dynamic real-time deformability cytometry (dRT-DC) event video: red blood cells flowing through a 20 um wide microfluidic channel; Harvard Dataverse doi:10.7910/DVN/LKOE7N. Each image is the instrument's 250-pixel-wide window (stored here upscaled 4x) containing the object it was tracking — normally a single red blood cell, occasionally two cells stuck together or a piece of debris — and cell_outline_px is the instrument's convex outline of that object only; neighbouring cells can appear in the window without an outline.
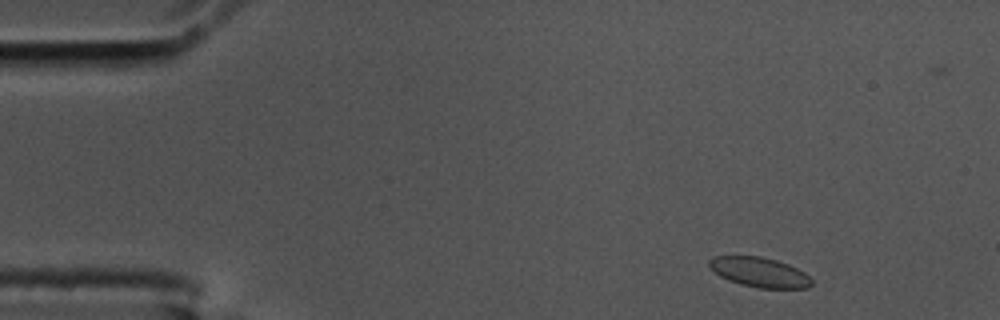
{"species": "common noctule bat (a hibernating species)", "species_latin": "Nyctalus noctula", "temperature_condition": "cold", "stored_images_in_passage": 53, "camera_frame_rate_fps": 3000, "um_per_image_px": 0.085, "animal": {"sex": "male", "body_mass_g": 17.5, "forearm_length_mm": 52.3}, "frame": {"image": 1, "passage_image": 3, "time_ms": 0.667, "image_size_px": [1000, 320], "cell_outline_px": [[812, 284], [808, 288], [760, 288], [740, 284], [728, 280], [720, 276], [708, 264], [708, 260], [712, 256], [760, 256], [776, 260], [788, 264], [804, 272], [812, 280]], "centroid_in_image_um": [64.55, 23.13], "position_along_channel_um": 20.4, "area_um2": 17.69}}
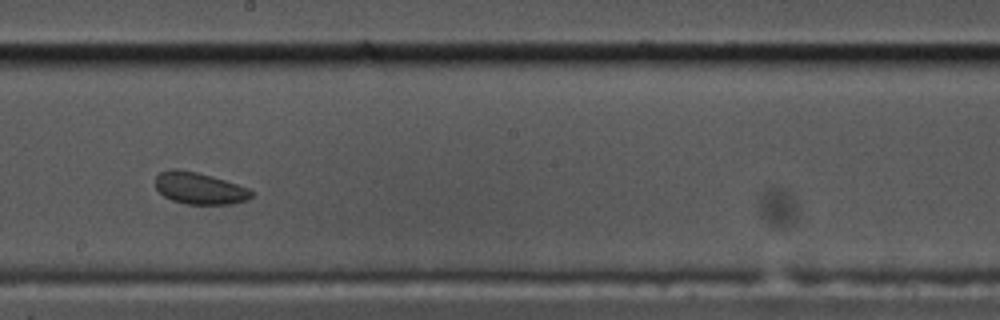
{"frame": {"image": 2, "passage_image": 28, "time_ms": 9.0, "image_size_px": [1000, 320], "cell_outline_px": [[252, 196], [248, 200], [232, 204], [184, 204], [172, 200], [164, 196], [156, 188], [156, 176], [160, 172], [172, 168], [176, 168], [196, 172], [224, 180], [248, 188], [252, 192]], "centroid_in_image_um": [16.94, 16.01], "position_along_channel_um": 231.3, "area_um2": 17.69}}
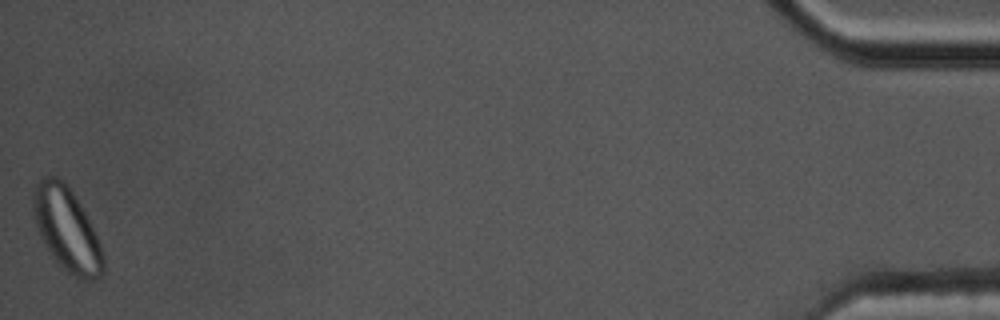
{"frame": {"image": 3, "passage_image": 53, "time_ms": 17.333, "image_size_px": [1000, 320], "cell_outline_px": [[104, 272], [96, 280], [80, 280], [68, 272], [52, 256], [44, 244], [40, 236], [36, 224], [32, 204], [32, 196], [36, 184], [40, 176], [56, 176], [64, 180], [80, 204], [100, 244], [104, 256]], "centroid_in_image_um": [5.66, 19.48], "position_along_channel_um": 429.5, "area_um2": 33.87}}